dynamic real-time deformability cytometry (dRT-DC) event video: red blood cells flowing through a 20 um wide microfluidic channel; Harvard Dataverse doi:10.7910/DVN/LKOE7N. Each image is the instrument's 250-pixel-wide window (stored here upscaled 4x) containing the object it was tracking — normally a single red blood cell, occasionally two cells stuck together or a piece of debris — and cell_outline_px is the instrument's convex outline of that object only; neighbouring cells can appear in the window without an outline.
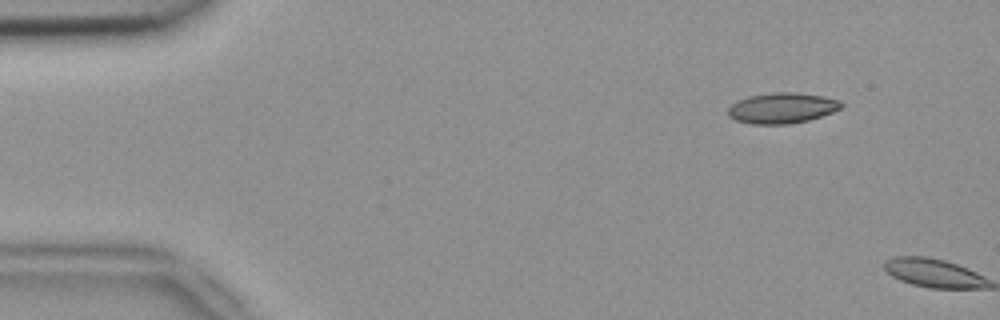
{"species": "common noctule bat (a hibernating species)", "species_latin": "Nyctalus noctula", "temperature_condition": "room temperature", "stored_images_in_passage": 2, "camera_frame_rate_fps": 3000, "um_per_image_px": 0.085, "animal": {"sex": "female", "body_mass_g": 18.4}, "frame": {"image": 1, "passage_image": 1, "time_ms": 0.0, "image_size_px": [1000, 320], "cell_outline_px": [[844, 104], [840, 108], [832, 112], [808, 120], [788, 124], [752, 124], [736, 120], [728, 116], [728, 108], [736, 100], [748, 96], [772, 92], [796, 92], [824, 96], [840, 100]], "centroid_in_image_um": [66.46, 9.17], "position_along_channel_um": 18.5, "area_um2": 20.29}}